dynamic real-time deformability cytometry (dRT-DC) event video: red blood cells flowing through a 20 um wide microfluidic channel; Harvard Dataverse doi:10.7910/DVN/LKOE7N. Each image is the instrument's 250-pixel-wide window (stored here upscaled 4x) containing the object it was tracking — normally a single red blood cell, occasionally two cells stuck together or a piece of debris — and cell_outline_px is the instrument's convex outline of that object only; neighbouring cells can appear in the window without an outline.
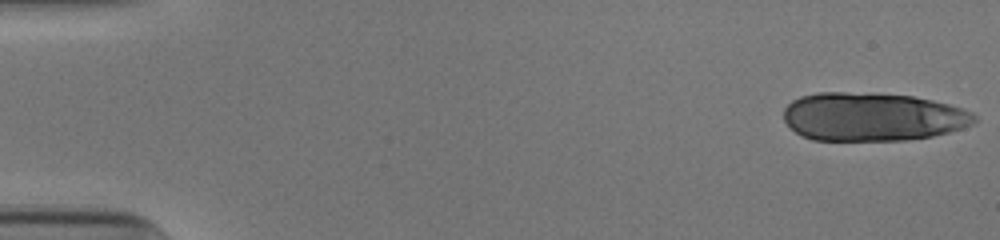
{"species": "human", "species_latin": "Homo sapiens", "temperature_condition": "cold", "stored_images_in_passage": 17, "camera_frame_rate_fps": 3000, "um_per_image_px": 0.085, "donor": {"sex": "male"}, "frame": {"image": 1, "passage_image": 1, "time_ms": 0.0, "image_size_px": [1000, 240], "cell_outline_px": [[976, 120], [972, 124], [964, 128], [932, 136], [904, 140], [812, 140], [800, 136], [784, 120], [784, 108], [792, 100], [800, 96], [816, 92], [844, 92], [912, 96], [932, 100], [948, 104], [972, 112], [976, 116]], "centroid_in_image_um": [74.13, 9.93], "position_along_channel_um": 10.9, "area_um2": 53.75}}